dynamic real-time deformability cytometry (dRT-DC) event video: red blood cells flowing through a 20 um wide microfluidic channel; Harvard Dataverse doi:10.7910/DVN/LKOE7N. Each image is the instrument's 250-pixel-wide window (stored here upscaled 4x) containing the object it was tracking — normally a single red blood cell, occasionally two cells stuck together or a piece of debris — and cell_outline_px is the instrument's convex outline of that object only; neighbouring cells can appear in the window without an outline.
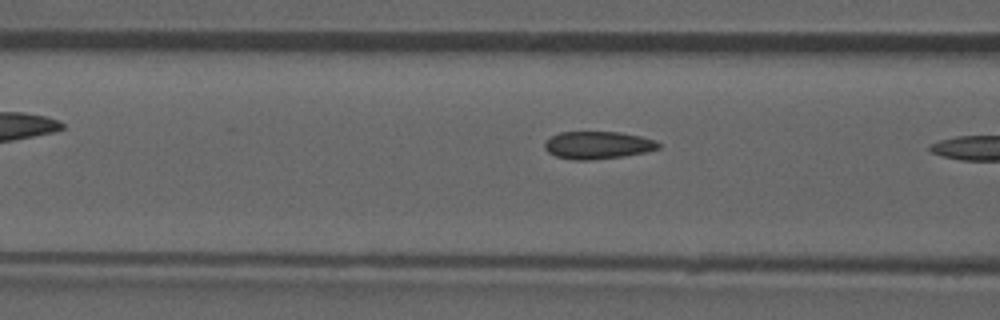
{"species": "common noctule bat (a hibernating species)", "species_latin": "Nyctalus noctula", "temperature_condition": "room temperature", "stored_images_in_passage": 5, "camera_frame_rate_fps": 3000, "um_per_image_px": 0.085, "animal": {"sex": "male", "forearm_length_mm": 52.5}, "frame": {"image": 1, "passage_image": 5, "time_ms": 4.667, "image_size_px": [1000, 320], "cell_outline_px": [[660, 148], [648, 152], [624, 156], [588, 160], [572, 160], [556, 156], [548, 152], [544, 148], [544, 144], [552, 136], [560, 132], [620, 132], [640, 136], [656, 140], [660, 144]], "centroid_in_image_um": [50.84, 12.34], "position_along_channel_um": 115.8, "area_um2": 18.32}}